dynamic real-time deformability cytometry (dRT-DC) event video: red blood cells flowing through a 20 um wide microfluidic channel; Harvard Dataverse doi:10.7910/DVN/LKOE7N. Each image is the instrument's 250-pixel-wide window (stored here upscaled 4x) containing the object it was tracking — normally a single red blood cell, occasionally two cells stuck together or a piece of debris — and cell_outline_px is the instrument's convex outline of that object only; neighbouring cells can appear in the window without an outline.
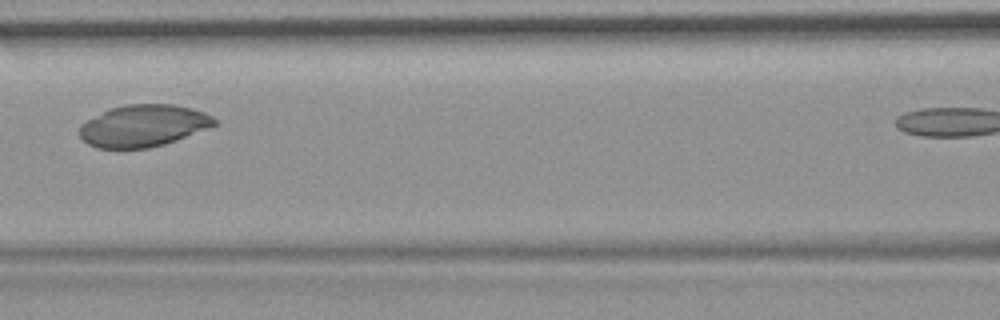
{"species": "common noctule bat (a hibernating species)", "species_latin": "Nyctalus noctula", "temperature_condition": "room temperature", "stored_images_in_passage": 6, "camera_frame_rate_fps": 3000, "um_per_image_px": 0.085, "animal": {"sex": "female", "body_mass_g": 19.9}, "frame": {"image": 1, "passage_image": 5, "time_ms": 4.667, "image_size_px": [1000, 320], "cell_outline_px": [[216, 124], [208, 128], [164, 144], [148, 148], [96, 148], [88, 144], [80, 136], [80, 124], [112, 108], [124, 104], [172, 104], [192, 108], [204, 112], [212, 116], [216, 120]], "centroid_in_image_um": [12.19, 10.68], "position_along_channel_um": 154.4, "area_um2": 32.6}}